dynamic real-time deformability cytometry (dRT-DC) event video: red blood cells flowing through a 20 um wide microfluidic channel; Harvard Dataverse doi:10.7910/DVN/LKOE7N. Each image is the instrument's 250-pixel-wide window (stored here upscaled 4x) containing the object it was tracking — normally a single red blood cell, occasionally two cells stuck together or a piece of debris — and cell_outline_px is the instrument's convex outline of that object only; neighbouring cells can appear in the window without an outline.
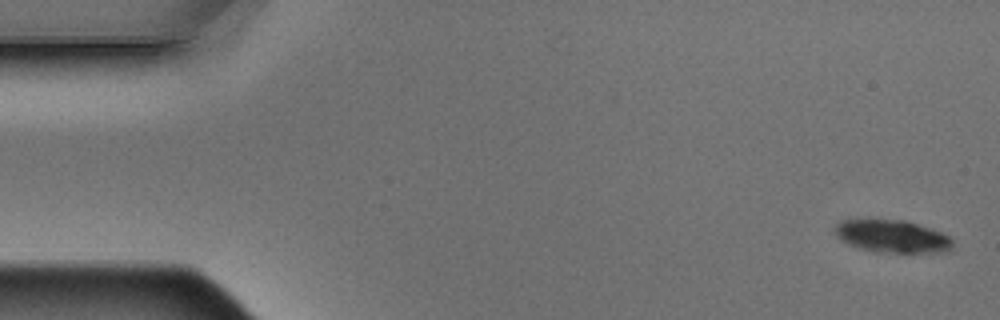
{"species": "Egyptian fruit bat (a non-hibernating species)", "species_latin": "Rousettus aegyptiacus", "temperature_condition": "warm", "stored_images_in_passage": 4, "camera_frame_rate_fps": 3000, "um_per_image_px": 0.085, "animal": {"sex": "male"}, "frame": {"image": 1, "passage_image": 1, "time_ms": 0.0, "image_size_px": [1000, 320], "cell_outline_px": [[952, 244], [948, 252], [876, 252], [860, 248], [848, 244], [836, 236], [836, 224], [840, 220], [908, 220], [920, 224], [940, 232], [948, 236], [952, 240]], "centroid_in_image_um": [75.85, 20.08], "position_along_channel_um": 9.2, "area_um2": 22.2}}
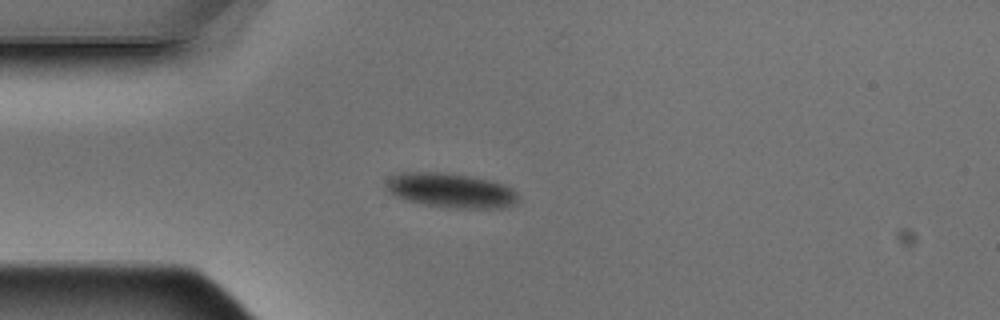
{"frame": {"image": 2, "passage_image": 4, "time_ms": 1.0, "image_size_px": [1000, 320], "cell_outline_px": [[520, 200], [516, 204], [504, 208], [452, 208], [424, 204], [408, 200], [396, 196], [388, 192], [384, 184], [392, 176], [400, 172], [440, 172], [468, 176], [488, 180], [504, 184], [512, 188], [516, 192]], "centroid_in_image_um": [38.35, 16.19], "position_along_channel_um": 46.7, "area_um2": 26.65}}